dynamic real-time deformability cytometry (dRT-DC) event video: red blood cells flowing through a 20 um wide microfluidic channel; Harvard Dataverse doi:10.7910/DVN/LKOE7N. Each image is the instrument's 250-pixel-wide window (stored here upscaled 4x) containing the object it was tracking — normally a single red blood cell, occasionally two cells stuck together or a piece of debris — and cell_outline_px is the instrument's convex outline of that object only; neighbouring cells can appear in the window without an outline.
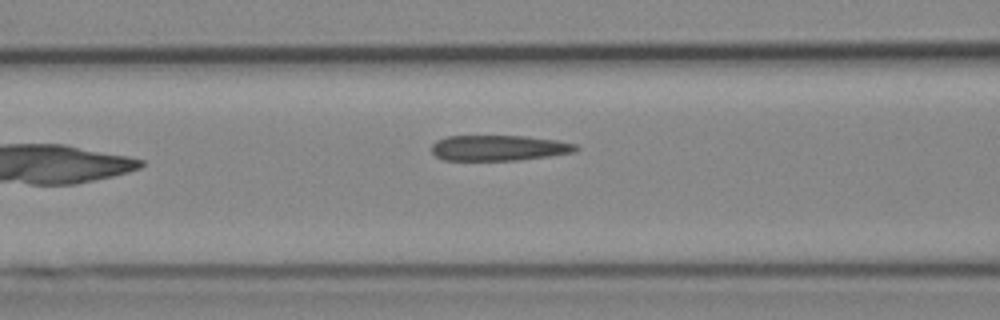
{"species": "Egyptian fruit bat (a non-hibernating species)", "species_latin": "Rousettus aegyptiacus", "temperature_condition": "cold", "stored_images_in_passage": 7, "camera_frame_rate_fps": 3000, "um_per_image_px": 0.085, "animal": {"sex": "female"}, "frame": {"image": 1, "passage_image": 7, "time_ms": 7.0, "image_size_px": [1000, 320], "cell_outline_px": [[580, 148], [576, 152], [548, 156], [516, 160], [444, 160], [436, 156], [432, 152], [432, 144], [436, 140], [448, 136], [524, 136], [556, 140], [576, 144]], "centroid_in_image_um": [42.4, 12.57], "position_along_channel_um": 124.2, "area_um2": 21.44}}